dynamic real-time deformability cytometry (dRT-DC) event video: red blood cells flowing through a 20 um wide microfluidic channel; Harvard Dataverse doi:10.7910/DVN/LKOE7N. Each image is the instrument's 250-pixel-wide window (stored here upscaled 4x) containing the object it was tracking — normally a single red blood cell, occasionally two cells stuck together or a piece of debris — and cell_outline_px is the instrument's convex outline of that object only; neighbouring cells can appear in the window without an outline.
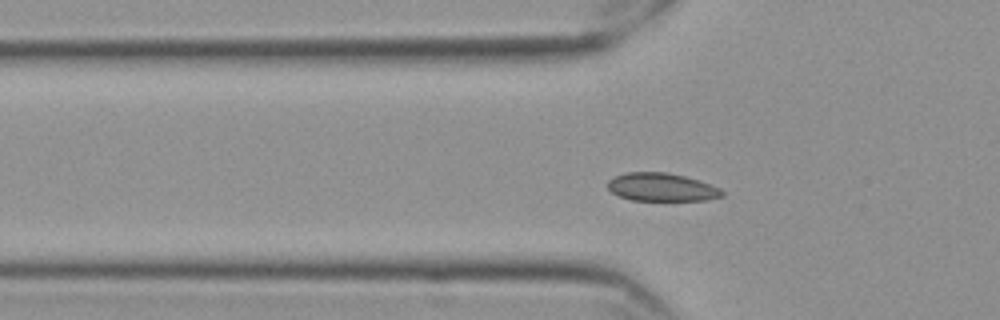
{"species": "Egyptian fruit bat (a non-hibernating species)", "species_latin": "Rousettus aegyptiacus", "temperature_condition": "cold", "stored_images_in_passage": 52, "segment_of_instrument_passage": [1, 2], "camera_frame_rate_fps": 3000, "um_per_image_px": 0.085, "frame": {"image": 1, "passage_image": 12, "time_ms": 3.667, "image_size_px": [1000, 320], "cell_outline_px": [[724, 196], [704, 200], [632, 200], [620, 196], [612, 192], [608, 188], [608, 180], [624, 172], [668, 172], [684, 176], [720, 188], [724, 192]], "centroid_in_image_um": [56.22, 15.9], "position_along_channel_um": 69.6, "area_um2": 18.55}}
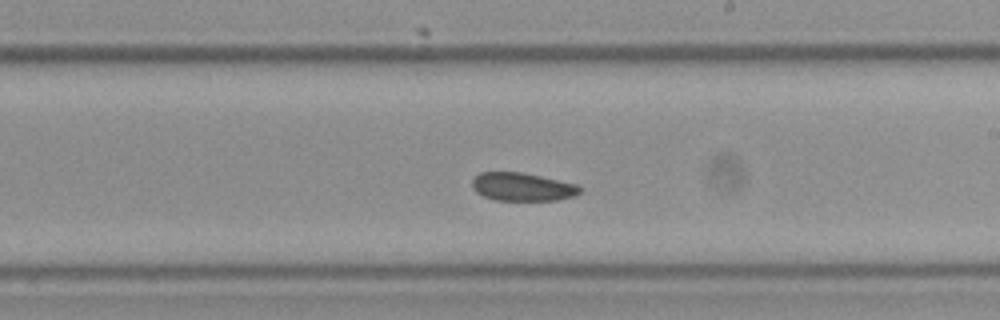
{"frame": {"image": 2, "passage_image": 27, "time_ms": 8.667, "image_size_px": [1000, 320], "cell_outline_px": [[580, 192], [572, 196], [556, 200], [496, 200], [484, 196], [476, 192], [472, 188], [472, 180], [480, 172], [524, 172], [576, 184], [580, 188]], "centroid_in_image_um": [44.36, 15.87], "position_along_channel_um": 244.6, "area_um2": 17.57}}
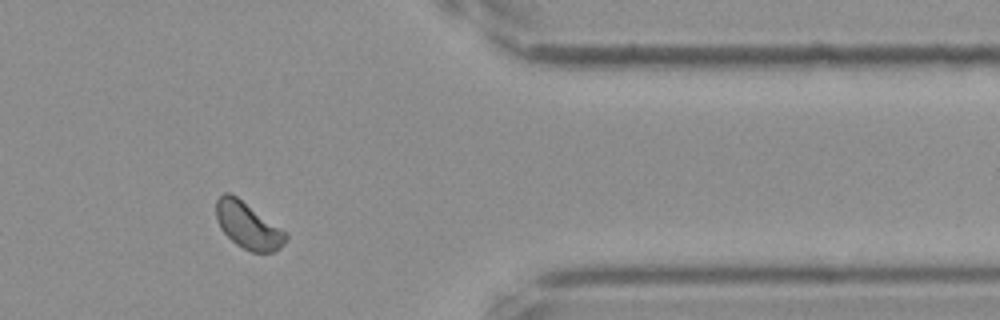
{"frame": {"image": 3, "passage_image": 41, "time_ms": 13.333, "image_size_px": [1000, 320], "cell_outline_px": [[288, 236], [284, 244], [280, 248], [272, 252], [252, 252], [236, 244], [220, 228], [216, 220], [216, 200], [224, 192], [228, 192], [236, 196], [288, 232]], "centroid_in_image_um": [21.09, 19.16], "position_along_channel_um": 390.3, "area_um2": 18.84}}